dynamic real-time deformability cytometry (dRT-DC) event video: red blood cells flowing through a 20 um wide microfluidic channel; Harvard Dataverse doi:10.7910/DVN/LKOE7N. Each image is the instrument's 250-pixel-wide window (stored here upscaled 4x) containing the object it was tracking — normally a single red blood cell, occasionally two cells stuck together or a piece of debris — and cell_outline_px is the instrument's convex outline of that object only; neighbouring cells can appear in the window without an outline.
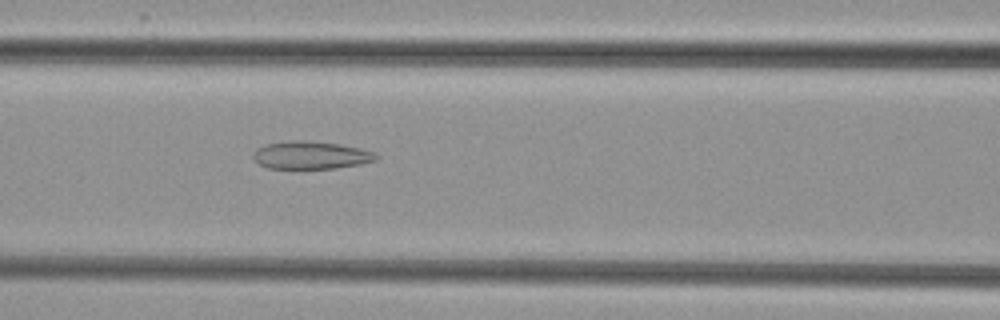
{"species": "common noctule bat (a hibernating species)", "species_latin": "Nyctalus noctula", "temperature_condition": "cold", "stored_images_in_passage": 3, "camera_frame_rate_fps": 3000, "um_per_image_px": 0.085, "animal": {"sex": "female", "body_mass_g": 29.2, "forearm_length_mm": 56.3}, "frame": {"image": 1, "passage_image": 3, "time_ms": 2.0, "image_size_px": [1000, 320], "cell_outline_px": [[380, 156], [376, 160], [360, 164], [336, 168], [268, 168], [260, 164], [252, 156], [252, 152], [256, 148], [264, 144], [288, 140], [304, 140], [340, 144], [360, 148], [376, 152]], "centroid_in_image_um": [26.42, 13.17], "position_along_channel_um": 140.2, "area_um2": 20.06}}